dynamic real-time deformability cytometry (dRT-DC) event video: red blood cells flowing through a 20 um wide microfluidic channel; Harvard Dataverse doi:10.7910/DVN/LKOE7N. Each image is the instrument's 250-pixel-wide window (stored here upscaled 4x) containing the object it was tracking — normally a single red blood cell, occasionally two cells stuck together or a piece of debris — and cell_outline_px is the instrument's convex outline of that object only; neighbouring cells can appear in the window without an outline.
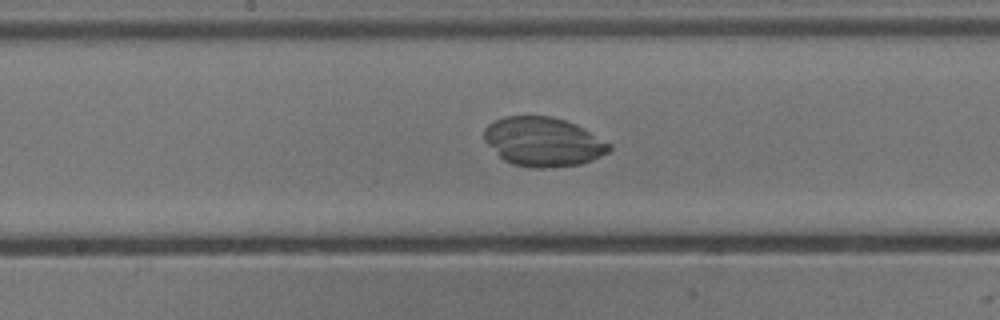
{"species": "common noctule bat (a hibernating species)", "species_latin": "Nyctalus noctula", "temperature_condition": "cold", "stored_images_in_passage": 52, "camera_frame_rate_fps": 3000, "um_per_image_px": 0.085, "animal": {"sex": "male", "body_mass_g": 13.3}, "frame": {"image": 1, "passage_image": 27, "time_ms": 8.667, "image_size_px": [1000, 320], "cell_outline_px": [[612, 148], [608, 152], [592, 160], [580, 164], [540, 168], [532, 168], [512, 164], [504, 160], [484, 140], [484, 128], [488, 124], [504, 116], [552, 116], [576, 124], [584, 128], [612, 144]], "centroid_in_image_um": [46.18, 12.04], "position_along_channel_um": 202.0, "area_um2": 35.78}}
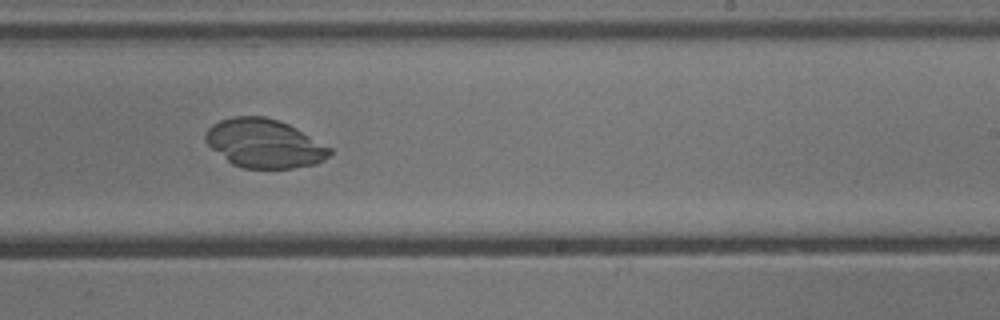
{"frame": {"image": 2, "passage_image": 32, "time_ms": 10.333, "image_size_px": [1000, 320], "cell_outline_px": [[332, 152], [324, 160], [316, 164], [292, 168], [244, 168], [232, 164], [212, 148], [204, 140], [204, 136], [208, 128], [212, 124], [220, 120], [232, 116], [264, 116], [280, 120], [296, 128], [332, 148]], "centroid_in_image_um": [22.47, 12.18], "position_along_channel_um": 266.5, "area_um2": 35.26}}
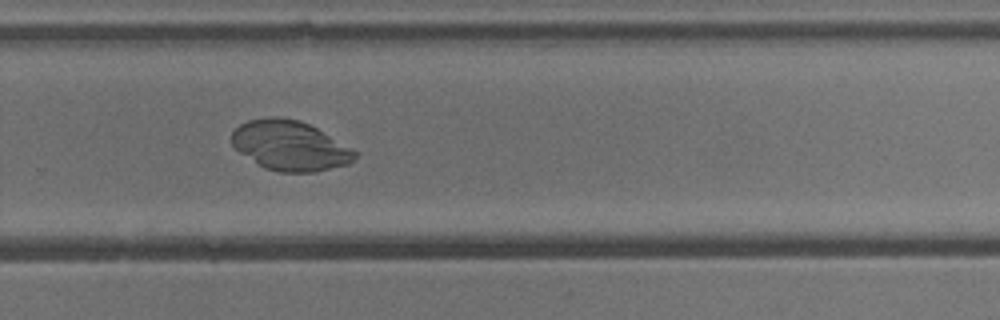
{"frame": {"image": 3, "passage_image": 35, "time_ms": 11.333, "image_size_px": [1000, 320], "cell_outline_px": [[360, 152], [348, 164], [316, 172], [280, 172], [264, 168], [256, 164], [240, 152], [232, 144], [232, 132], [240, 124], [248, 120], [272, 116], [280, 116], [300, 120], [316, 128]], "centroid_in_image_um": [24.65, 12.38], "position_along_channel_um": 305.1, "area_um2": 35.84}}